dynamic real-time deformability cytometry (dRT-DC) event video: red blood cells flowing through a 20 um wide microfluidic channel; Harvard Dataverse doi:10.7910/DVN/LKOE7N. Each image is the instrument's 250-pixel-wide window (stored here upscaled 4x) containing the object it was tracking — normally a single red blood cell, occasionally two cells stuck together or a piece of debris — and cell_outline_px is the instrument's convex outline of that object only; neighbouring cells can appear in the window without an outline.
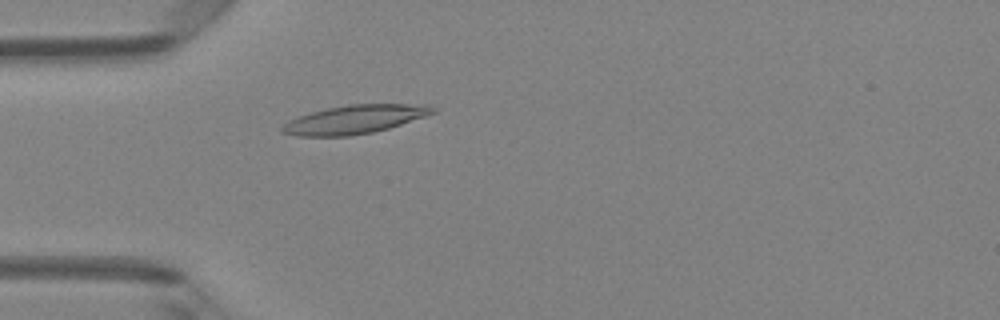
{"species": "Egyptian fruit bat (a non-hibernating species)", "species_latin": "Rousettus aegyptiacus", "temperature_condition": "room temperature", "stored_images_in_passage": 49, "camera_frame_rate_fps": 3000, "um_per_image_px": 0.085, "animal": {"sex": "female"}, "frame": {"image": 1, "passage_image": 14, "time_ms": 4.333, "image_size_px": [1000, 320], "cell_outline_px": [[436, 112], [388, 128], [372, 132], [348, 136], [296, 136], [280, 132], [280, 128], [288, 120], [312, 112], [328, 108], [348, 104], [428, 104], [436, 108]], "centroid_in_image_um": [30.13, 10.15], "position_along_channel_um": 54.9, "area_um2": 24.91}}
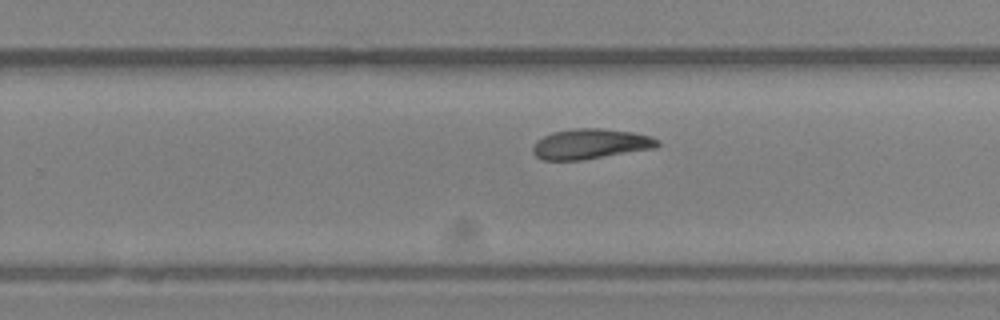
{"frame": {"image": 2, "passage_image": 31, "time_ms": 10.0, "image_size_px": [1000, 320], "cell_outline_px": [[660, 144], [656, 148], [580, 160], [544, 160], [536, 156], [532, 152], [532, 148], [536, 140], [552, 132], [576, 128], [600, 128], [632, 132], [652, 136], [660, 140]], "centroid_in_image_um": [50.2, 12.23], "position_along_channel_um": 279.6, "area_um2": 21.96}}
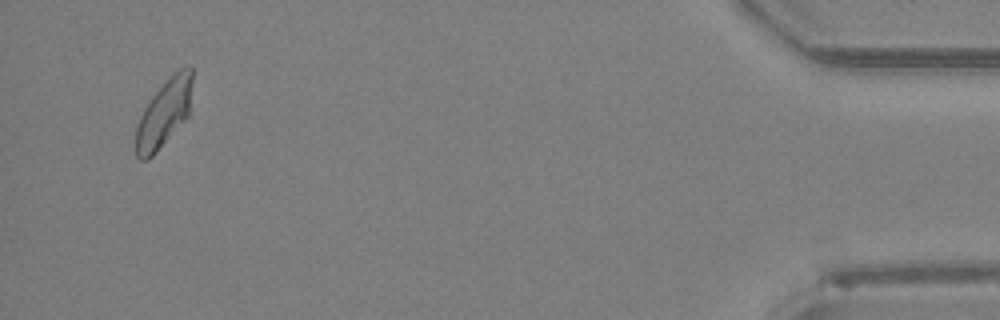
{"frame": {"image": 3, "passage_image": 47, "time_ms": 15.333, "image_size_px": [1000, 320], "cell_outline_px": [[192, 80], [188, 116], [156, 152], [148, 160], [140, 160], [136, 156], [136, 124], [144, 108], [152, 96], [172, 72], [180, 68], [192, 68]], "centroid_in_image_um": [13.92, 9.62], "position_along_channel_um": 421.3, "area_um2": 21.96}, "authors_computed_cell_mechanics": {"area_um2": 22.253, "velocity_mm_per_s": 4.1016, "shape_relaxation_time_tau1_ms": null, "shape_relaxation_time_tau2_ms": 2.8939, "deformation_change_tau1": null, "deformation_change_tau2": 0.0979}}